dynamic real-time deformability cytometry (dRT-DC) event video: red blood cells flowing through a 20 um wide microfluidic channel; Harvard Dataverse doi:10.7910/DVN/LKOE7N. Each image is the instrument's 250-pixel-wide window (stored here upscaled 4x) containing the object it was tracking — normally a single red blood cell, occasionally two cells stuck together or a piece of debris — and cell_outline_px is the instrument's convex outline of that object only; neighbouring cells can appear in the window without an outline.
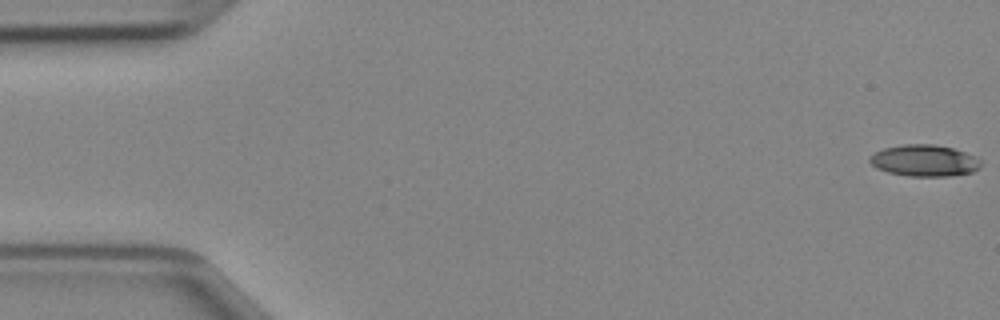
{"species": "Egyptian fruit bat (a non-hibernating species)", "species_latin": "Rousettus aegyptiacus", "temperature_condition": "cold", "stored_images_in_passage": 47, "camera_frame_rate_fps": 3000, "um_per_image_px": 0.085, "animal": {"sex": "female"}, "frame": {"image": 1, "passage_image": 1, "time_ms": 0.0, "image_size_px": [1000, 320], "cell_outline_px": [[980, 168], [972, 172], [948, 176], [908, 176], [888, 172], [876, 168], [868, 160], [868, 156], [872, 152], [884, 148], [904, 144], [936, 144], [952, 148], [964, 152], [980, 160]], "centroid_in_image_um": [78.51, 13.64], "position_along_channel_um": 6.5, "area_um2": 20.46}}
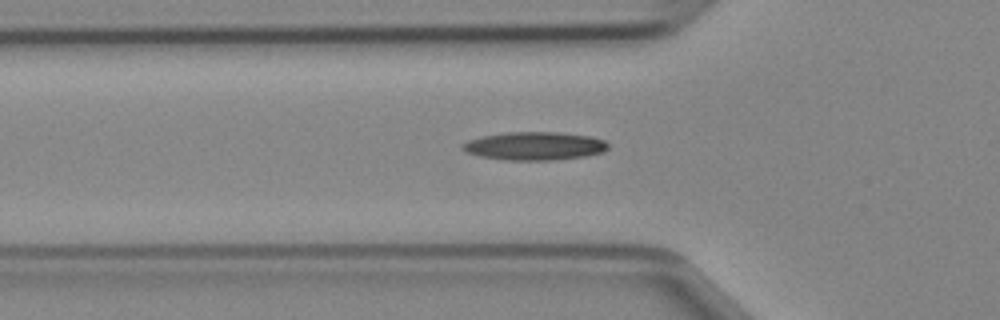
{"frame": {"image": 2, "passage_image": 16, "time_ms": 5.0, "image_size_px": [1000, 320], "cell_outline_px": [[608, 148], [604, 152], [584, 156], [556, 160], [508, 160], [480, 156], [468, 152], [460, 148], [460, 144], [468, 140], [484, 136], [504, 132], [556, 132], [592, 136], [604, 140], [608, 144]], "centroid_in_image_um": [45.45, 12.4], "position_along_channel_um": 80.4, "area_um2": 23.99}}
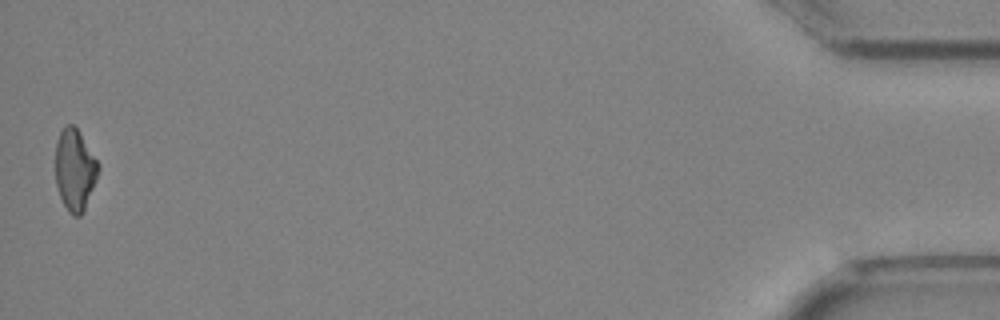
{"frame": {"image": 3, "passage_image": 47, "time_ms": 15.333, "image_size_px": [1000, 320], "cell_outline_px": [[100, 168], [96, 180], [84, 212], [80, 216], [72, 216], [68, 212], [60, 196], [56, 184], [56, 140], [60, 132], [68, 124], [72, 124], [76, 128], [100, 164]], "centroid_in_image_um": [6.37, 14.47], "position_along_channel_um": 428.8, "area_um2": 20.29}}